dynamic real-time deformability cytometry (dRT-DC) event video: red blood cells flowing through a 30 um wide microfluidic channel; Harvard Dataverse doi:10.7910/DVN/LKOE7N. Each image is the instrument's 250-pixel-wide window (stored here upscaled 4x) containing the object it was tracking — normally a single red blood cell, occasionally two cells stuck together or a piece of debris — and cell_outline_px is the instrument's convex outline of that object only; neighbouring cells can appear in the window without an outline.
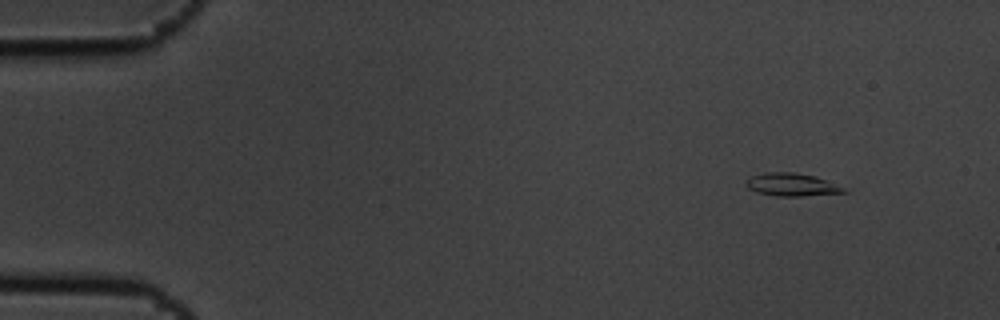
{"species": "common noctule bat (a hibernating species)", "species_latin": "Nyctalus noctula", "temperature_condition": "cold", "stored_images_in_passage": 4, "camera_frame_rate_fps": 3000, "um_per_image_px": 0.085, "animal": {"sex": "male", "body_mass_g": 19.5, "forearm_length_mm": 54.6}, "frame": {"image": 1, "passage_image": 1, "time_ms": 0.0, "image_size_px": [1000, 320], "cell_outline_px": [[848, 192], [800, 196], [776, 196], [756, 192], [748, 188], [744, 184], [752, 176], [764, 172], [792, 172], [812, 176], [824, 180], [844, 188]], "centroid_in_image_um": [67.23, 15.7], "position_along_channel_um": 17.8, "area_um2": 12.72}}
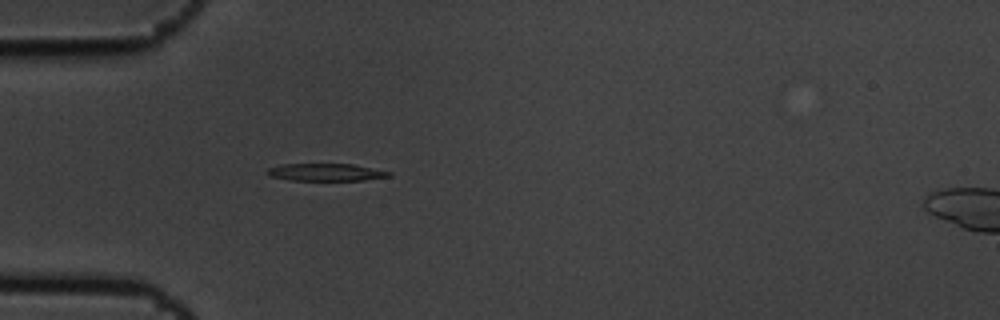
{"frame": {"image": 2, "passage_image": 4, "time_ms": 1.0, "image_size_px": [1000, 320], "cell_outline_px": [[392, 176], [364, 180], [288, 180], [268, 176], [268, 168], [280, 164], [352, 164], [392, 172]], "centroid_in_image_um": [27.69, 14.64], "position_along_channel_um": 57.3, "area_um2": 12.31}}